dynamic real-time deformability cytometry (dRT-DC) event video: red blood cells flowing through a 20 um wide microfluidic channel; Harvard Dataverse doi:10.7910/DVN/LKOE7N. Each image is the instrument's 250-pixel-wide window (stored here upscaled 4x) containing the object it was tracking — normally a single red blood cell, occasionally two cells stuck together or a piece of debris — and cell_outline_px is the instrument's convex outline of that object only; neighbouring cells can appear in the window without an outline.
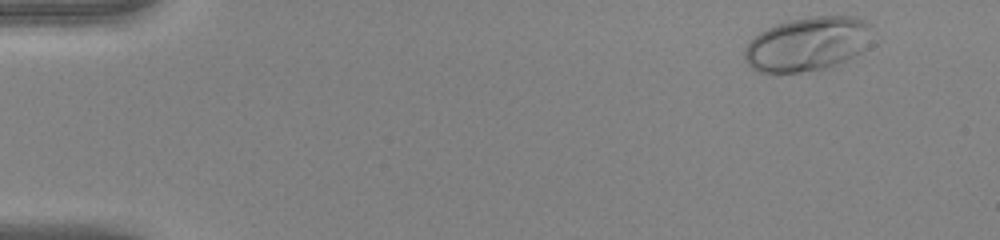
{"species": "human", "species_latin": "Homo sapiens", "temperature_condition": "warm", "stored_images_in_passage": 47, "camera_frame_rate_fps": 3000, "um_per_image_px": 0.085, "donor": {"sex": "female"}, "frame": {"image": 1, "passage_image": 2, "time_ms": 0.333, "image_size_px": [1000, 240], "cell_outline_px": [[880, 40], [876, 44], [828, 68], [800, 72], [756, 72], [744, 60], [744, 48], [760, 32], [776, 24], [792, 20], [812, 16], [856, 16], [872, 24]], "centroid_in_image_um": [68.79, 3.72], "position_along_channel_um": 16.2, "area_um2": 41.15}}
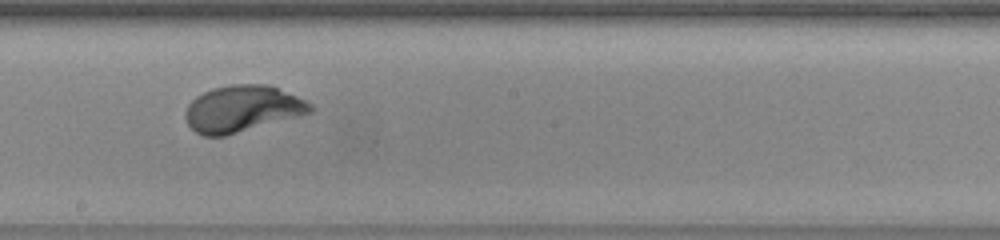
{"frame": {"image": 2, "passage_image": 26, "time_ms": 8.333, "image_size_px": [1000, 240], "cell_outline_px": [[316, 108], [312, 112], [224, 136], [204, 136], [196, 132], [188, 124], [184, 116], [184, 112], [188, 104], [196, 96], [212, 88], [232, 84], [268, 84], [296, 96], [312, 104]], "centroid_in_image_um": [20.57, 9.23], "position_along_channel_um": 227.6, "area_um2": 33.64}}
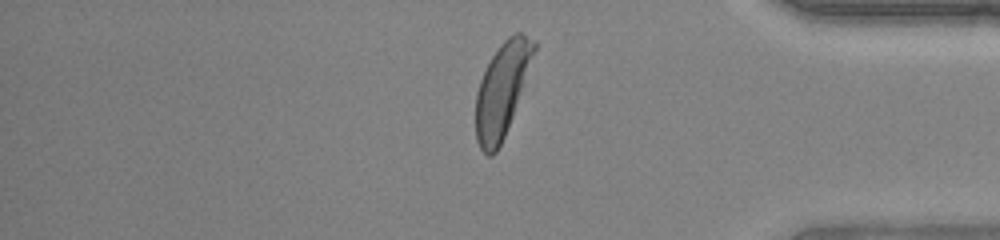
{"frame": {"image": 3, "passage_image": 39, "time_ms": 12.667, "image_size_px": [1000, 240], "cell_outline_px": [[536, 48], [512, 116], [504, 136], [496, 152], [492, 156], [488, 156], [480, 148], [476, 140], [476, 92], [480, 80], [492, 56], [500, 44], [508, 36], [516, 32], [520, 32], [536, 40]], "centroid_in_image_um": [42.65, 7.62], "position_along_channel_um": 392.5, "area_um2": 31.1}, "authors_computed_cell_mechanics": {"area_um2": 33.6974, "velocity_mm_per_s": 4.2335, "shape_relaxation_time_tau1_ms": 1.8897, "shape_relaxation_time_tau2_ms": null, "deformation_change_tau1": 0.1585, "deformation_change_tau2": null}}